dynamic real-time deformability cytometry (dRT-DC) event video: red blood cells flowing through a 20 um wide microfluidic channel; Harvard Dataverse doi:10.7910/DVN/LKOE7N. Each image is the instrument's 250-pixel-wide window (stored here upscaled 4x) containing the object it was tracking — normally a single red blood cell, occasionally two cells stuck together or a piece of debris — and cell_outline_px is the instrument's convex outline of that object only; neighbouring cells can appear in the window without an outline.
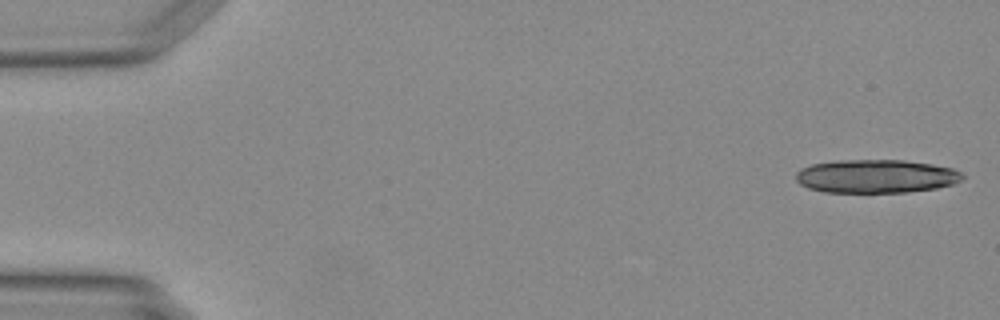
{"species": "Egyptian fruit bat (a non-hibernating species)", "species_latin": "Rousettus aegyptiacus", "temperature_condition": "warm", "stored_images_in_passage": 14, "camera_frame_rate_fps": 3000, "um_per_image_px": 0.085, "animal": {"sex": "female"}, "frame": {"image": 1, "passage_image": 1, "time_ms": 0.0, "image_size_px": [1000, 320], "cell_outline_px": [[964, 176], [960, 180], [952, 184], [936, 188], [908, 192], [824, 192], [808, 188], [800, 184], [796, 180], [796, 172], [800, 168], [812, 164], [840, 160], [904, 160], [932, 164], [952, 168], [960, 172]], "centroid_in_image_um": [74.44, 14.98], "position_along_channel_um": 10.6, "area_um2": 32.43}}